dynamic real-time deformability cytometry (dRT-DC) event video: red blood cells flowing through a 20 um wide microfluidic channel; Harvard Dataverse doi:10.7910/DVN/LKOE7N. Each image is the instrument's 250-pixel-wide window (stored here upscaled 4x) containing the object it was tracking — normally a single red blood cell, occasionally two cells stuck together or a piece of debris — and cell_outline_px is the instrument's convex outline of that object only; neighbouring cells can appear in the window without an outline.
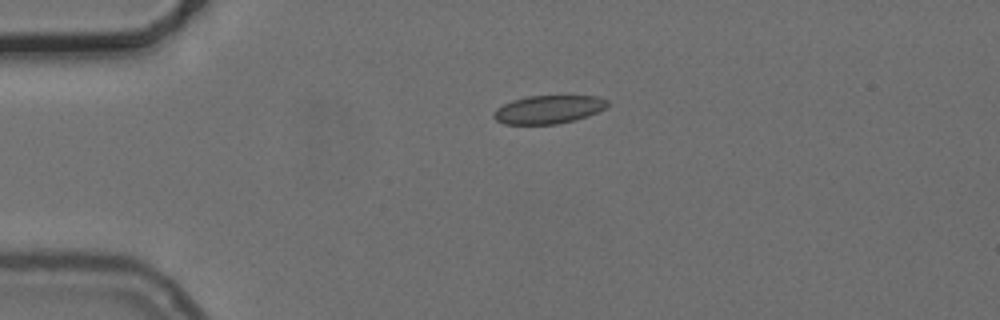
{"species": "common noctule bat (a hibernating species)", "species_latin": "Nyctalus noctula", "temperature_condition": "cold", "stored_images_in_passage": 43, "camera_frame_rate_fps": 3000, "um_per_image_px": 0.085, "animal": {"sex": "female", "body_mass_g": 24.6, "forearm_length_mm": 56.2}, "frame": {"image": 1, "passage_image": 1, "time_ms": 0.0, "image_size_px": [1000, 320], "cell_outline_px": [[608, 104], [604, 108], [588, 116], [576, 120], [556, 124], [504, 124], [496, 120], [492, 116], [496, 108], [512, 100], [528, 96], [596, 96], [608, 100]], "centroid_in_image_um": [46.6, 9.31], "position_along_channel_um": 38.4, "area_um2": 18.67}}
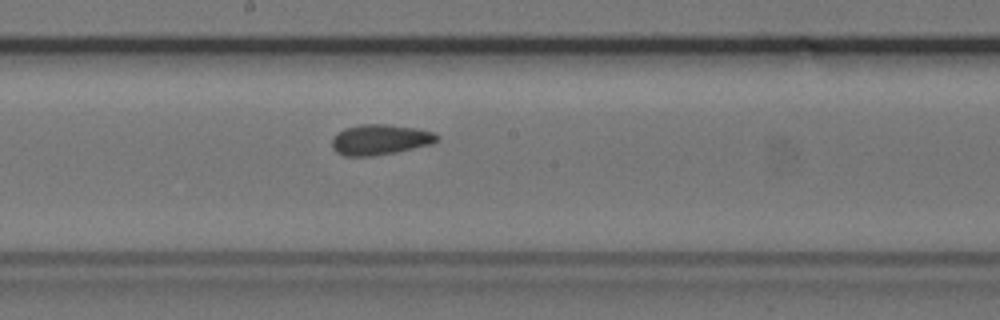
{"frame": {"image": 2, "passage_image": 18, "time_ms": 5.667, "image_size_px": [1000, 320], "cell_outline_px": [[440, 140], [432, 144], [396, 152], [372, 156], [344, 156], [336, 152], [332, 148], [332, 136], [344, 128], [360, 124], [388, 124], [416, 128], [432, 132], [440, 136]], "centroid_in_image_um": [32.3, 11.86], "position_along_channel_um": 215.9, "area_um2": 18.84}}
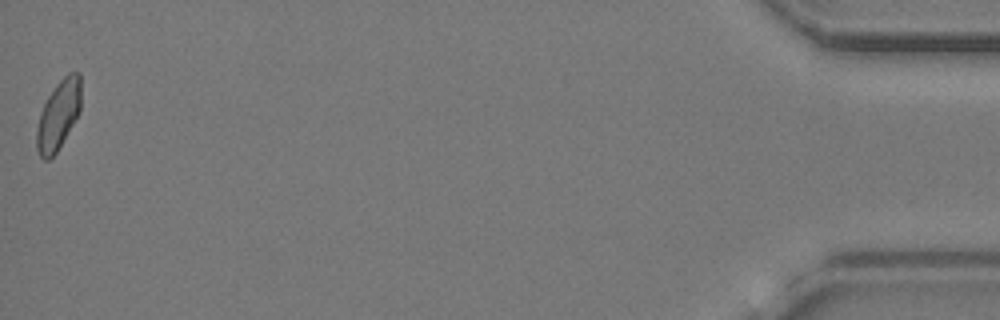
{"frame": {"image": 3, "passage_image": 43, "time_ms": 14.0, "image_size_px": [1000, 320], "cell_outline_px": [[80, 112], [56, 152], [48, 160], [44, 160], [40, 156], [36, 148], [36, 128], [40, 112], [48, 96], [56, 84], [68, 72], [80, 72]], "centroid_in_image_um": [4.95, 9.77], "position_along_channel_um": 430.2, "area_um2": 17.8}, "authors_computed_cell_mechanics": {"area_um2": 18.6694, "velocity_mm_per_s": 3.738, "shape_relaxation_time_tau1_ms": 3.459, "shape_relaxation_time_tau2_ms": 1.8012, "deformation_change_tau1": 0.0543, "deformation_change_tau2": 0.0664}}